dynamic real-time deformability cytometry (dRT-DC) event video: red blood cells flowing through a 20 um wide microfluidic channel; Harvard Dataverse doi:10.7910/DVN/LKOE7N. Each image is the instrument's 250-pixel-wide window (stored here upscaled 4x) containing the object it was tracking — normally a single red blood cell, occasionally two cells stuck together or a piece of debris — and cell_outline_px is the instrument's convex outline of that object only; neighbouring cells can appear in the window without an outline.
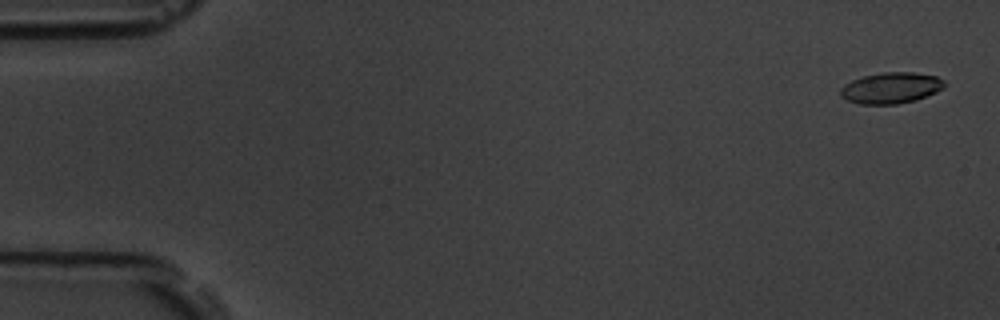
{"species": "common noctule bat (a hibernating species)", "species_latin": "Nyctalus noctula", "temperature_condition": "room temperature", "stored_images_in_passage": 5, "camera_frame_rate_fps": 3000, "um_per_image_px": 0.085, "animal": {"sex": "male", "body_mass_g": 19.5, "forearm_length_mm": 54.6}, "frame": {"image": 1, "passage_image": 1, "time_ms": 0.0, "image_size_px": [1000, 320], "cell_outline_px": [[944, 88], [936, 92], [916, 100], [896, 104], [860, 104], [848, 100], [840, 96], [840, 88], [844, 84], [852, 80], [864, 76], [880, 72], [912, 72], [936, 76], [944, 80]], "centroid_in_image_um": [75.72, 7.47], "position_along_channel_um": 9.3, "area_um2": 18.84}}
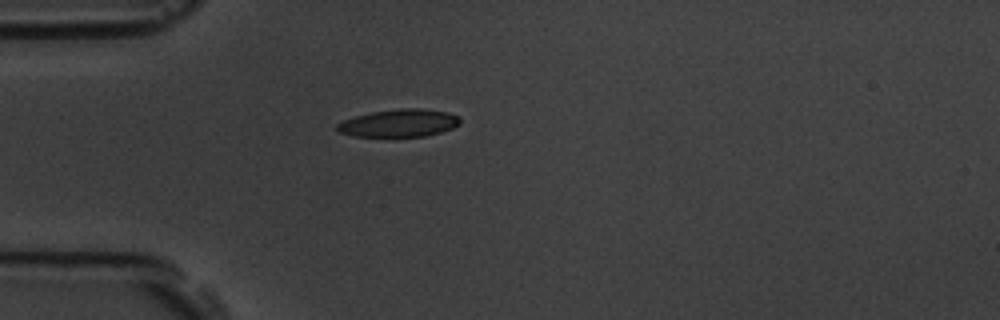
{"frame": {"image": 2, "passage_image": 5, "time_ms": 4.667, "image_size_px": [1000, 320], "cell_outline_px": [[460, 124], [452, 128], [440, 132], [424, 136], [352, 136], [340, 132], [336, 128], [336, 124], [344, 120], [356, 116], [372, 112], [400, 108], [420, 108], [448, 112], [460, 116]], "centroid_in_image_um": [33.94, 10.45], "position_along_channel_um": 51.1, "area_um2": 19.71}}